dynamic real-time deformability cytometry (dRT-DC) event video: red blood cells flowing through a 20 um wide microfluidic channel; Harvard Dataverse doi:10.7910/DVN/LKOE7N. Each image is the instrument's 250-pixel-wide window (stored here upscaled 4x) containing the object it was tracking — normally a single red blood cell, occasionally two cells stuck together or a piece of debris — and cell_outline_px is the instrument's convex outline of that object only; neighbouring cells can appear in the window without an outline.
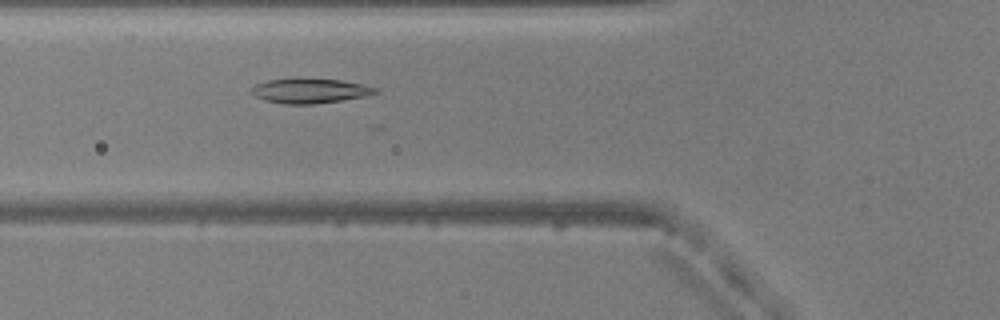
{"species": "common noctule bat (a hibernating species)", "species_latin": "Nyctalus noctula", "temperature_condition": "warm", "stored_images_in_passage": 37, "camera_frame_rate_fps": 3000, "um_per_image_px": 0.085, "animal": {"sex": "male", "body_mass_g": 20.5, "forearm_length_mm": 52.5}, "frame": {"image": 1, "passage_image": 17, "time_ms": 5.333, "image_size_px": [1000, 320], "cell_outline_px": [[376, 92], [368, 96], [312, 104], [284, 104], [264, 100], [256, 96], [252, 92], [252, 88], [256, 84], [268, 80], [296, 76], [300, 76], [340, 80], [364, 84], [376, 88]], "centroid_in_image_um": [26.32, 7.68], "position_along_channel_um": 99.5, "area_um2": 18.26}}
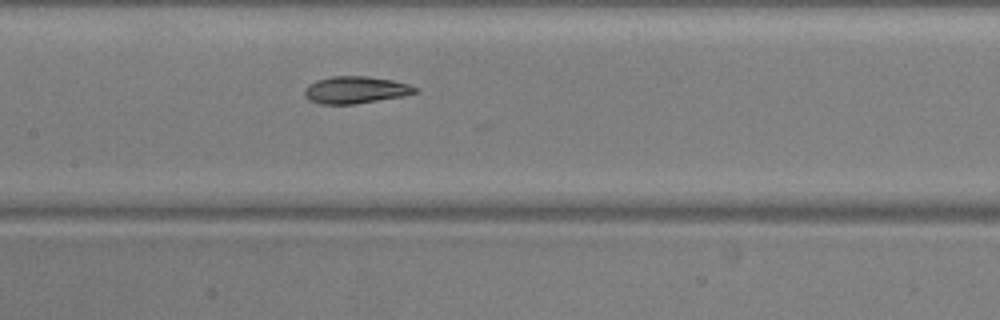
{"frame": {"image": 2, "passage_image": 23, "time_ms": 7.333, "image_size_px": [1000, 320], "cell_outline_px": [[420, 92], [404, 96], [356, 104], [320, 104], [308, 100], [304, 92], [304, 88], [308, 84], [316, 80], [332, 76], [368, 76], [392, 80], [408, 84], [420, 88]], "centroid_in_image_um": [30.24, 7.64], "position_along_channel_um": 177.2, "area_um2": 17.74}}
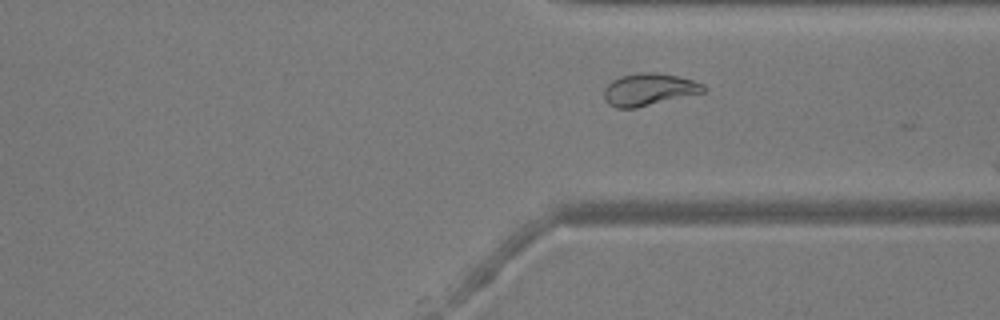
{"frame": {"image": 3, "passage_image": 37, "time_ms": 12.0, "image_size_px": [1000, 320], "cell_outline_px": [[708, 88], [704, 92], [636, 108], [616, 108], [608, 104], [604, 100], [604, 88], [612, 80], [620, 76], [636, 72], [656, 72], [676, 76], [692, 80], [704, 84]], "centroid_in_image_um": [55.14, 7.6], "position_along_channel_um": 356.3, "area_um2": 18.79}}